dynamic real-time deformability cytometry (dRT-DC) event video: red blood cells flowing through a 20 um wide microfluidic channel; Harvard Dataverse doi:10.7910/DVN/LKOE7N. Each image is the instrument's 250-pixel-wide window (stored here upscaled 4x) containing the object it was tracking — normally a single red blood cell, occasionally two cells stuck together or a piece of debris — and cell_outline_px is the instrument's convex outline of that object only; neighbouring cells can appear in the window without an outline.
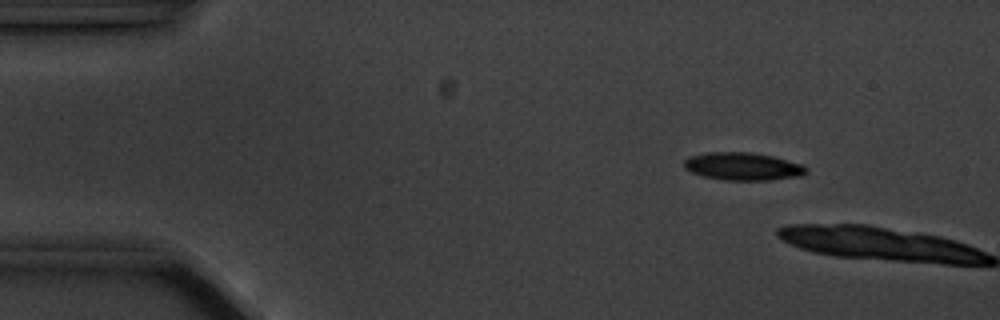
{"species": "common noctule bat (a hibernating species)", "species_latin": "Nyctalus noctula", "temperature_condition": "cold", "stored_images_in_passage": 3, "camera_frame_rate_fps": 3000, "um_per_image_px": 0.085, "animal": {"sex": "male", "body_mass_g": 20.1, "forearm_length_mm": 53.5}, "frame": {"image": 1, "passage_image": 2, "time_ms": 1.333, "image_size_px": [1000, 320], "cell_outline_px": [[808, 172], [800, 176], [772, 180], [724, 180], [704, 176], [692, 172], [684, 168], [684, 160], [692, 156], [708, 152], [752, 152], [772, 156], [804, 164], [808, 168]], "centroid_in_image_um": [63.2, 14.14], "position_along_channel_um": 21.8, "area_um2": 19.83}}